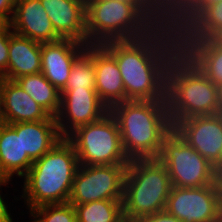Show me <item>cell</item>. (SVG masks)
<instances>
[{
  "label": "cell",
  "mask_w": 222,
  "mask_h": 222,
  "mask_svg": "<svg viewBox=\"0 0 222 222\" xmlns=\"http://www.w3.org/2000/svg\"><path fill=\"white\" fill-rule=\"evenodd\" d=\"M115 60L125 89V101L166 100L167 69L180 52L179 34L160 23L148 35L101 45Z\"/></svg>",
  "instance_id": "cell-1"
},
{
  "label": "cell",
  "mask_w": 222,
  "mask_h": 222,
  "mask_svg": "<svg viewBox=\"0 0 222 222\" xmlns=\"http://www.w3.org/2000/svg\"><path fill=\"white\" fill-rule=\"evenodd\" d=\"M78 167L75 149L66 138L43 157L33 161L29 171L16 186L21 189L17 190L18 201L23 204L18 209L21 217L42 205L67 203ZM21 208H25V212Z\"/></svg>",
  "instance_id": "cell-2"
},
{
  "label": "cell",
  "mask_w": 222,
  "mask_h": 222,
  "mask_svg": "<svg viewBox=\"0 0 222 222\" xmlns=\"http://www.w3.org/2000/svg\"><path fill=\"white\" fill-rule=\"evenodd\" d=\"M126 156L157 158L163 140L173 130L167 100L125 101L112 106Z\"/></svg>",
  "instance_id": "cell-3"
},
{
  "label": "cell",
  "mask_w": 222,
  "mask_h": 222,
  "mask_svg": "<svg viewBox=\"0 0 222 222\" xmlns=\"http://www.w3.org/2000/svg\"><path fill=\"white\" fill-rule=\"evenodd\" d=\"M88 45L142 38L160 22L150 0H86Z\"/></svg>",
  "instance_id": "cell-4"
},
{
  "label": "cell",
  "mask_w": 222,
  "mask_h": 222,
  "mask_svg": "<svg viewBox=\"0 0 222 222\" xmlns=\"http://www.w3.org/2000/svg\"><path fill=\"white\" fill-rule=\"evenodd\" d=\"M166 100L170 121L220 114L219 88L180 51L167 69Z\"/></svg>",
  "instance_id": "cell-5"
},
{
  "label": "cell",
  "mask_w": 222,
  "mask_h": 222,
  "mask_svg": "<svg viewBox=\"0 0 222 222\" xmlns=\"http://www.w3.org/2000/svg\"><path fill=\"white\" fill-rule=\"evenodd\" d=\"M171 189L167 169L158 158L130 160L124 178L123 217L140 219L165 211Z\"/></svg>",
  "instance_id": "cell-6"
},
{
  "label": "cell",
  "mask_w": 222,
  "mask_h": 222,
  "mask_svg": "<svg viewBox=\"0 0 222 222\" xmlns=\"http://www.w3.org/2000/svg\"><path fill=\"white\" fill-rule=\"evenodd\" d=\"M66 139L73 145L79 165L129 164L115 118L108 112L100 120L76 128Z\"/></svg>",
  "instance_id": "cell-7"
},
{
  "label": "cell",
  "mask_w": 222,
  "mask_h": 222,
  "mask_svg": "<svg viewBox=\"0 0 222 222\" xmlns=\"http://www.w3.org/2000/svg\"><path fill=\"white\" fill-rule=\"evenodd\" d=\"M157 158L165 165L174 187H202L213 184V165L174 130L163 140Z\"/></svg>",
  "instance_id": "cell-8"
},
{
  "label": "cell",
  "mask_w": 222,
  "mask_h": 222,
  "mask_svg": "<svg viewBox=\"0 0 222 222\" xmlns=\"http://www.w3.org/2000/svg\"><path fill=\"white\" fill-rule=\"evenodd\" d=\"M127 165H79L68 202L78 205L99 200L123 201Z\"/></svg>",
  "instance_id": "cell-9"
},
{
  "label": "cell",
  "mask_w": 222,
  "mask_h": 222,
  "mask_svg": "<svg viewBox=\"0 0 222 222\" xmlns=\"http://www.w3.org/2000/svg\"><path fill=\"white\" fill-rule=\"evenodd\" d=\"M165 211L182 222H222V200L213 184L172 186Z\"/></svg>",
  "instance_id": "cell-10"
},
{
  "label": "cell",
  "mask_w": 222,
  "mask_h": 222,
  "mask_svg": "<svg viewBox=\"0 0 222 222\" xmlns=\"http://www.w3.org/2000/svg\"><path fill=\"white\" fill-rule=\"evenodd\" d=\"M108 112L95 89H63L55 119L60 135L66 138L76 128L96 122Z\"/></svg>",
  "instance_id": "cell-11"
},
{
  "label": "cell",
  "mask_w": 222,
  "mask_h": 222,
  "mask_svg": "<svg viewBox=\"0 0 222 222\" xmlns=\"http://www.w3.org/2000/svg\"><path fill=\"white\" fill-rule=\"evenodd\" d=\"M173 130L213 166L222 149V113L193 116L178 121Z\"/></svg>",
  "instance_id": "cell-12"
},
{
  "label": "cell",
  "mask_w": 222,
  "mask_h": 222,
  "mask_svg": "<svg viewBox=\"0 0 222 222\" xmlns=\"http://www.w3.org/2000/svg\"><path fill=\"white\" fill-rule=\"evenodd\" d=\"M86 46L72 39L41 44V73L60 92L67 84L75 58Z\"/></svg>",
  "instance_id": "cell-13"
},
{
  "label": "cell",
  "mask_w": 222,
  "mask_h": 222,
  "mask_svg": "<svg viewBox=\"0 0 222 222\" xmlns=\"http://www.w3.org/2000/svg\"><path fill=\"white\" fill-rule=\"evenodd\" d=\"M9 25L13 33L40 43L62 39L55 32L40 0H17Z\"/></svg>",
  "instance_id": "cell-14"
},
{
  "label": "cell",
  "mask_w": 222,
  "mask_h": 222,
  "mask_svg": "<svg viewBox=\"0 0 222 222\" xmlns=\"http://www.w3.org/2000/svg\"><path fill=\"white\" fill-rule=\"evenodd\" d=\"M62 39H72L88 45L86 32V0H40Z\"/></svg>",
  "instance_id": "cell-15"
},
{
  "label": "cell",
  "mask_w": 222,
  "mask_h": 222,
  "mask_svg": "<svg viewBox=\"0 0 222 222\" xmlns=\"http://www.w3.org/2000/svg\"><path fill=\"white\" fill-rule=\"evenodd\" d=\"M1 113L6 124L47 120L51 115L12 80H0Z\"/></svg>",
  "instance_id": "cell-16"
},
{
  "label": "cell",
  "mask_w": 222,
  "mask_h": 222,
  "mask_svg": "<svg viewBox=\"0 0 222 222\" xmlns=\"http://www.w3.org/2000/svg\"><path fill=\"white\" fill-rule=\"evenodd\" d=\"M95 90L100 101L110 109L125 102V89L116 60L101 46L93 45Z\"/></svg>",
  "instance_id": "cell-17"
},
{
  "label": "cell",
  "mask_w": 222,
  "mask_h": 222,
  "mask_svg": "<svg viewBox=\"0 0 222 222\" xmlns=\"http://www.w3.org/2000/svg\"><path fill=\"white\" fill-rule=\"evenodd\" d=\"M9 125L16 133H21L22 151L27 153L33 161L43 157L63 139L54 116L43 121L20 122Z\"/></svg>",
  "instance_id": "cell-18"
},
{
  "label": "cell",
  "mask_w": 222,
  "mask_h": 222,
  "mask_svg": "<svg viewBox=\"0 0 222 222\" xmlns=\"http://www.w3.org/2000/svg\"><path fill=\"white\" fill-rule=\"evenodd\" d=\"M180 51L213 84L222 86V47L213 39H180Z\"/></svg>",
  "instance_id": "cell-19"
},
{
  "label": "cell",
  "mask_w": 222,
  "mask_h": 222,
  "mask_svg": "<svg viewBox=\"0 0 222 222\" xmlns=\"http://www.w3.org/2000/svg\"><path fill=\"white\" fill-rule=\"evenodd\" d=\"M32 164L33 160L22 151L21 133L3 123L0 126V177L17 183Z\"/></svg>",
  "instance_id": "cell-20"
},
{
  "label": "cell",
  "mask_w": 222,
  "mask_h": 222,
  "mask_svg": "<svg viewBox=\"0 0 222 222\" xmlns=\"http://www.w3.org/2000/svg\"><path fill=\"white\" fill-rule=\"evenodd\" d=\"M41 44L13 33L9 38L7 72L2 78L14 81L24 75L40 73Z\"/></svg>",
  "instance_id": "cell-21"
},
{
  "label": "cell",
  "mask_w": 222,
  "mask_h": 222,
  "mask_svg": "<svg viewBox=\"0 0 222 222\" xmlns=\"http://www.w3.org/2000/svg\"><path fill=\"white\" fill-rule=\"evenodd\" d=\"M14 81L51 116L58 114L61 92L41 72L24 75Z\"/></svg>",
  "instance_id": "cell-22"
},
{
  "label": "cell",
  "mask_w": 222,
  "mask_h": 222,
  "mask_svg": "<svg viewBox=\"0 0 222 222\" xmlns=\"http://www.w3.org/2000/svg\"><path fill=\"white\" fill-rule=\"evenodd\" d=\"M221 30L222 1L207 6L179 34V39H212Z\"/></svg>",
  "instance_id": "cell-23"
},
{
  "label": "cell",
  "mask_w": 222,
  "mask_h": 222,
  "mask_svg": "<svg viewBox=\"0 0 222 222\" xmlns=\"http://www.w3.org/2000/svg\"><path fill=\"white\" fill-rule=\"evenodd\" d=\"M77 222H119L123 218L122 201L99 200L73 205Z\"/></svg>",
  "instance_id": "cell-24"
},
{
  "label": "cell",
  "mask_w": 222,
  "mask_h": 222,
  "mask_svg": "<svg viewBox=\"0 0 222 222\" xmlns=\"http://www.w3.org/2000/svg\"><path fill=\"white\" fill-rule=\"evenodd\" d=\"M95 76L93 45H87L75 58L64 89H95Z\"/></svg>",
  "instance_id": "cell-25"
},
{
  "label": "cell",
  "mask_w": 222,
  "mask_h": 222,
  "mask_svg": "<svg viewBox=\"0 0 222 222\" xmlns=\"http://www.w3.org/2000/svg\"><path fill=\"white\" fill-rule=\"evenodd\" d=\"M27 214L28 222H77L75 207L69 202L42 205Z\"/></svg>",
  "instance_id": "cell-26"
},
{
  "label": "cell",
  "mask_w": 222,
  "mask_h": 222,
  "mask_svg": "<svg viewBox=\"0 0 222 222\" xmlns=\"http://www.w3.org/2000/svg\"><path fill=\"white\" fill-rule=\"evenodd\" d=\"M197 0H150L155 18L174 25Z\"/></svg>",
  "instance_id": "cell-27"
},
{
  "label": "cell",
  "mask_w": 222,
  "mask_h": 222,
  "mask_svg": "<svg viewBox=\"0 0 222 222\" xmlns=\"http://www.w3.org/2000/svg\"><path fill=\"white\" fill-rule=\"evenodd\" d=\"M11 184V185H10ZM8 185H10L11 187H9ZM17 185V183L16 184H14V182L12 181V180H9V179H7V178H4V177H0V222H19V217L17 216V215H15V214H18V215H20L21 216V213H19V210H18V212L16 211V209H17V206L16 207H14L16 204H13V203H17L18 202V195H15L16 193L15 192H18L17 191V189H18V187L16 188L15 186ZM13 186V187H12ZM3 187H5L4 189H3ZM9 189H12V188H14V189H12L11 191H13V193H12V195H14V196H11V193L10 194H8L9 193V190H7V188ZM3 190H4V193H3ZM7 191V192H6ZM6 193V194H5ZM9 196V197H8ZM12 198H11V197ZM7 197V198H6ZM12 199V204H11V202H10V200L9 199ZM14 198V199H13ZM9 200V201H8ZM13 201H15V202H13ZM9 202V203H8ZM13 208H12V207ZM11 207V208H10ZM13 210H15L16 211V213H13L12 211ZM17 218H16V217ZM14 217H15V219H17V220H14Z\"/></svg>",
  "instance_id": "cell-28"
},
{
  "label": "cell",
  "mask_w": 222,
  "mask_h": 222,
  "mask_svg": "<svg viewBox=\"0 0 222 222\" xmlns=\"http://www.w3.org/2000/svg\"><path fill=\"white\" fill-rule=\"evenodd\" d=\"M222 0H197L195 4L173 25L180 34L207 6Z\"/></svg>",
  "instance_id": "cell-29"
},
{
  "label": "cell",
  "mask_w": 222,
  "mask_h": 222,
  "mask_svg": "<svg viewBox=\"0 0 222 222\" xmlns=\"http://www.w3.org/2000/svg\"><path fill=\"white\" fill-rule=\"evenodd\" d=\"M13 31L9 24L0 23V76L3 77L7 72L9 59V38Z\"/></svg>",
  "instance_id": "cell-30"
},
{
  "label": "cell",
  "mask_w": 222,
  "mask_h": 222,
  "mask_svg": "<svg viewBox=\"0 0 222 222\" xmlns=\"http://www.w3.org/2000/svg\"><path fill=\"white\" fill-rule=\"evenodd\" d=\"M17 0H0V23L11 22Z\"/></svg>",
  "instance_id": "cell-31"
},
{
  "label": "cell",
  "mask_w": 222,
  "mask_h": 222,
  "mask_svg": "<svg viewBox=\"0 0 222 222\" xmlns=\"http://www.w3.org/2000/svg\"><path fill=\"white\" fill-rule=\"evenodd\" d=\"M142 222H182L173 215L168 214L166 211L157 212L153 215H148L140 218Z\"/></svg>",
  "instance_id": "cell-32"
},
{
  "label": "cell",
  "mask_w": 222,
  "mask_h": 222,
  "mask_svg": "<svg viewBox=\"0 0 222 222\" xmlns=\"http://www.w3.org/2000/svg\"><path fill=\"white\" fill-rule=\"evenodd\" d=\"M213 167V185L222 200V163L215 164Z\"/></svg>",
  "instance_id": "cell-33"
},
{
  "label": "cell",
  "mask_w": 222,
  "mask_h": 222,
  "mask_svg": "<svg viewBox=\"0 0 222 222\" xmlns=\"http://www.w3.org/2000/svg\"><path fill=\"white\" fill-rule=\"evenodd\" d=\"M219 46L222 47V30L212 38Z\"/></svg>",
  "instance_id": "cell-34"
},
{
  "label": "cell",
  "mask_w": 222,
  "mask_h": 222,
  "mask_svg": "<svg viewBox=\"0 0 222 222\" xmlns=\"http://www.w3.org/2000/svg\"><path fill=\"white\" fill-rule=\"evenodd\" d=\"M119 222H142L140 219H128L123 217Z\"/></svg>",
  "instance_id": "cell-35"
},
{
  "label": "cell",
  "mask_w": 222,
  "mask_h": 222,
  "mask_svg": "<svg viewBox=\"0 0 222 222\" xmlns=\"http://www.w3.org/2000/svg\"><path fill=\"white\" fill-rule=\"evenodd\" d=\"M219 104H220V113H222V86L219 87Z\"/></svg>",
  "instance_id": "cell-36"
},
{
  "label": "cell",
  "mask_w": 222,
  "mask_h": 222,
  "mask_svg": "<svg viewBox=\"0 0 222 222\" xmlns=\"http://www.w3.org/2000/svg\"><path fill=\"white\" fill-rule=\"evenodd\" d=\"M3 118H2V113H1V98H0V126L3 124Z\"/></svg>",
  "instance_id": "cell-37"
},
{
  "label": "cell",
  "mask_w": 222,
  "mask_h": 222,
  "mask_svg": "<svg viewBox=\"0 0 222 222\" xmlns=\"http://www.w3.org/2000/svg\"><path fill=\"white\" fill-rule=\"evenodd\" d=\"M219 163H222V149L220 151V158H219V161L216 163V164H219Z\"/></svg>",
  "instance_id": "cell-38"
}]
</instances>
